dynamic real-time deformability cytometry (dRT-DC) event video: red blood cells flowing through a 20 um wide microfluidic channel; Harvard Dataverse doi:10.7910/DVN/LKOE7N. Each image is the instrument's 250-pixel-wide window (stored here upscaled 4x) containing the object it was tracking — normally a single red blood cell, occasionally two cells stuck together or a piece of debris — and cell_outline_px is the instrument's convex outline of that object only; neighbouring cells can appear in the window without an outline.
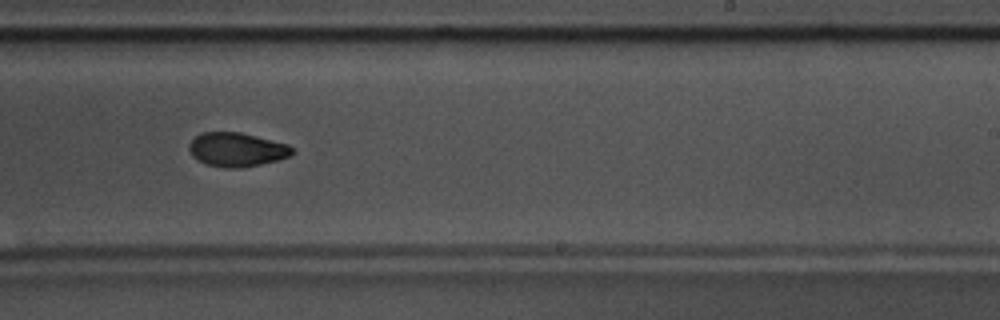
{"species": "common noctule bat (a hibernating species)", "species_latin": "Nyctalus noctula", "temperature_condition": "warm", "stored_images_in_passage": 49, "camera_frame_rate_fps": 3000, "um_per_image_px": 0.085, "animal": {"sex": "male", "body_mass_g": 17.5, "forearm_length_mm": 52.3}, "frame": {"image": 1, "passage_image": 35, "time_ms": 11.333, "image_size_px": [1000, 320], "cell_outline_px": [[292, 152], [288, 156], [280, 160], [240, 168], [224, 168], [208, 164], [192, 156], [188, 148], [188, 144], [200, 132], [240, 132], [288, 144], [292, 148]], "centroid_in_image_um": [20.1, 12.71], "position_along_channel_um": 268.9, "area_um2": 20.29}}